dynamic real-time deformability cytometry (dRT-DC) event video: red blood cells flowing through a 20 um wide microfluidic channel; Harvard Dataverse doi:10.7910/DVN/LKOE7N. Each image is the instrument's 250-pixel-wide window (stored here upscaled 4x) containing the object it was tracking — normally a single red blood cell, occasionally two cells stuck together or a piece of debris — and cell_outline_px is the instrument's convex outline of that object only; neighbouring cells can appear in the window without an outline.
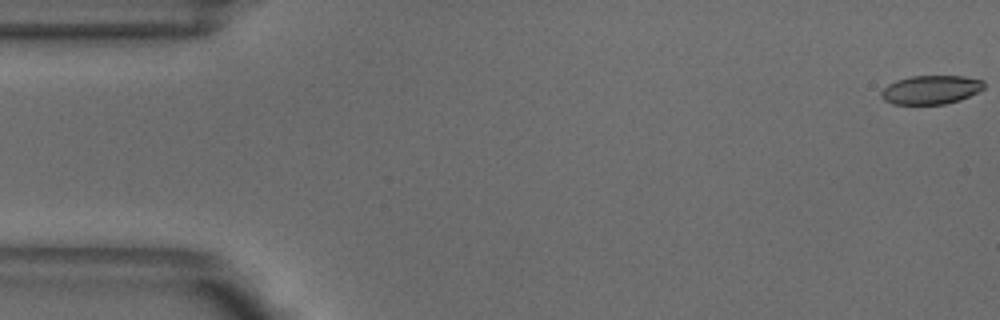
{"species": "common noctule bat (a hibernating species)", "species_latin": "Nyctalus noctula", "temperature_condition": "warm", "stored_images_in_passage": 15, "camera_frame_rate_fps": 3000, "um_per_image_px": 0.085, "animal": {"sex": "male", "body_mass_g": 18.8}, "frame": {"image": 1, "passage_image": 1, "time_ms": 0.0, "image_size_px": [1000, 320], "cell_outline_px": [[984, 88], [960, 100], [944, 104], [892, 104], [884, 100], [880, 96], [880, 92], [888, 84], [896, 80], [912, 76], [964, 76], [984, 80]], "centroid_in_image_um": [79.11, 7.62], "position_along_channel_um": 5.9, "area_um2": 17.22}}
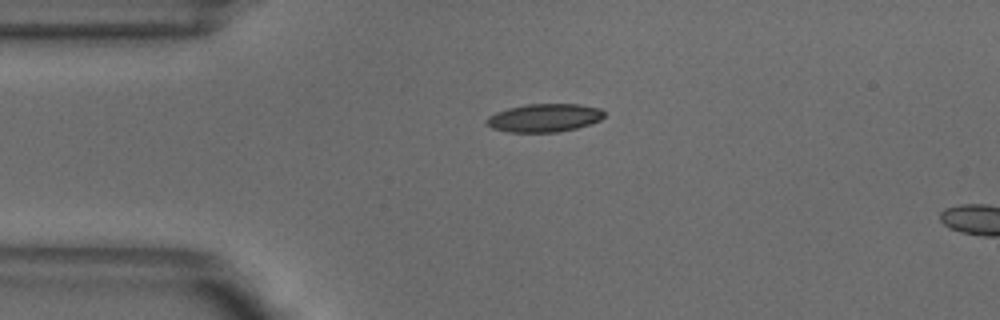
{"frame": {"image": 2, "passage_image": 12, "time_ms": 3.667, "image_size_px": [1000, 320], "cell_outline_px": [[604, 116], [600, 120], [576, 128], [560, 132], [508, 132], [492, 128], [484, 120], [488, 116], [496, 112], [508, 108], [528, 104], [580, 104], [600, 108], [604, 112]], "centroid_in_image_um": [46.26, 10.01], "position_along_channel_um": 38.7, "area_um2": 19.31}}